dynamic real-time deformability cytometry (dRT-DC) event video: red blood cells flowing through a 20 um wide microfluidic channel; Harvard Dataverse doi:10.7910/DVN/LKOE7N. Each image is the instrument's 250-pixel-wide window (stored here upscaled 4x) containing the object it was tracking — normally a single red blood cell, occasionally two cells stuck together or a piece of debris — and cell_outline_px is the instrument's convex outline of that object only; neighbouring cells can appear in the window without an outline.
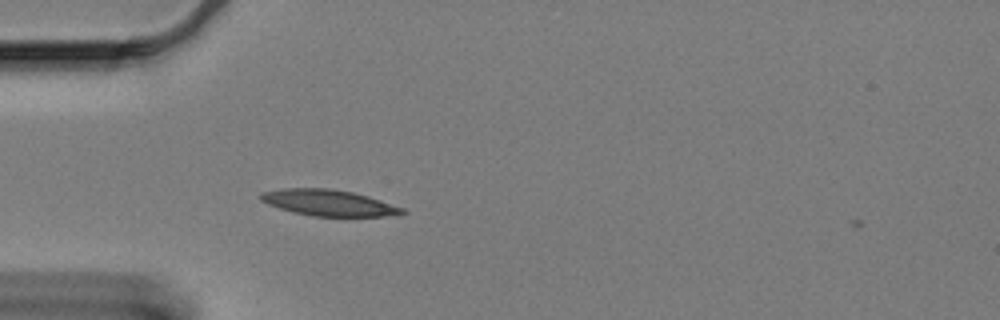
{"species": "Egyptian fruit bat (a non-hibernating species)", "species_latin": "Rousettus aegyptiacus", "temperature_condition": "cold", "stored_images_in_passage": 2, "camera_frame_rate_fps": 3000, "um_per_image_px": 0.085, "animal": {"sex": "female"}, "frame": {"image": 1, "passage_image": 1, "time_ms": 0.0, "image_size_px": [1000, 320], "cell_outline_px": [[408, 212], [400, 216], [312, 216], [292, 212], [268, 204], [260, 200], [260, 192], [284, 188], [332, 188], [352, 192], [368, 196], [404, 208]], "centroid_in_image_um": [27.97, 17.24], "position_along_channel_um": 57.0, "area_um2": 21.73}}